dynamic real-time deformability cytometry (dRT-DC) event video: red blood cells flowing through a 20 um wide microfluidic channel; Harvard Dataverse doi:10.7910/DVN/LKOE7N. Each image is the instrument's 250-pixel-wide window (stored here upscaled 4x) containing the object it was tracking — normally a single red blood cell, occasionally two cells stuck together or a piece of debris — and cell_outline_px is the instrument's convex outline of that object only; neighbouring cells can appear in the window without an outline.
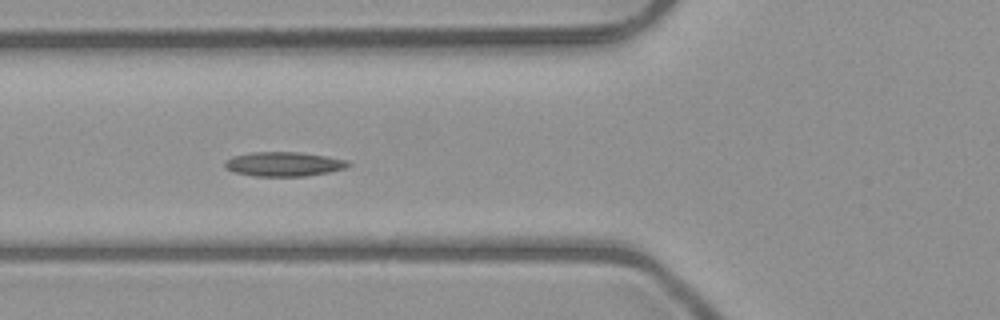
{"species": "common noctule bat (a hibernating species)", "species_latin": "Nyctalus noctula", "temperature_condition": "room temperature", "stored_images_in_passage": 38, "camera_frame_rate_fps": 3000, "um_per_image_px": 0.085, "animal": {"sex": "male", "body_mass_g": 23.1, "forearm_length_mm": 52.7}, "frame": {"image": 1, "passage_image": 6, "time_ms": 1.667, "image_size_px": [1000, 320], "cell_outline_px": [[352, 164], [348, 168], [328, 172], [304, 176], [252, 176], [236, 172], [224, 168], [224, 160], [232, 156], [252, 152], [300, 152], [328, 156], [348, 160]], "centroid_in_image_um": [24.14, 13.94], "position_along_channel_um": 101.7, "area_um2": 17.74}}
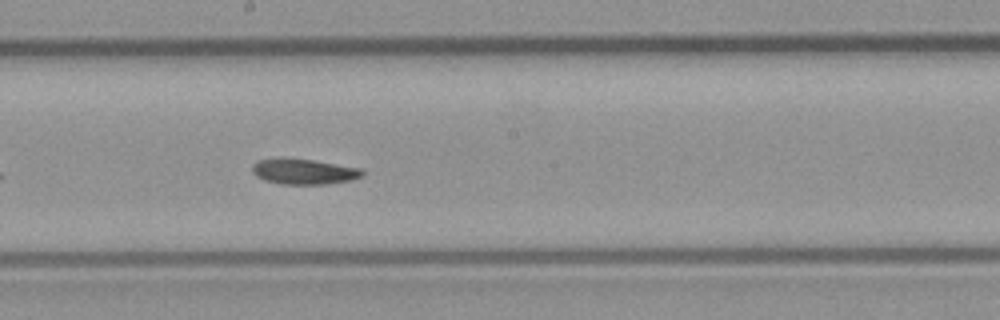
{"frame": {"image": 2, "passage_image": 15, "time_ms": 4.667, "image_size_px": [1000, 320], "cell_outline_px": [[364, 176], [352, 180], [328, 184], [280, 184], [264, 180], [256, 176], [252, 172], [252, 164], [256, 160], [312, 160], [360, 168], [364, 172]], "centroid_in_image_um": [25.86, 14.62], "position_along_channel_um": 222.3, "area_um2": 15.95}}
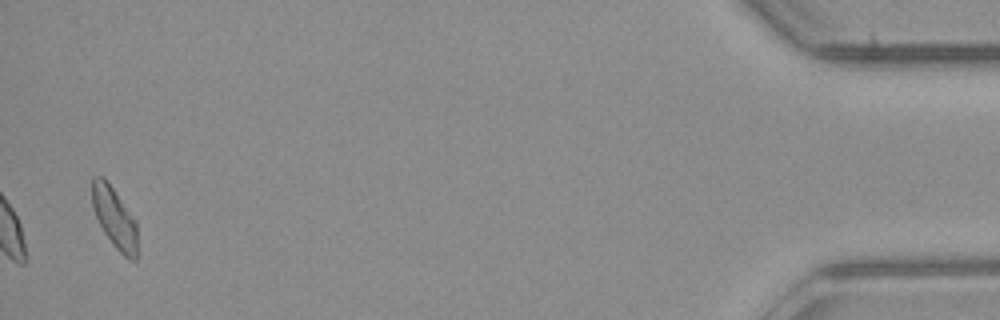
{"frame": {"image": 3, "passage_image": 37, "time_ms": 12.0, "image_size_px": [1000, 320], "cell_outline_px": [[136, 260], [132, 260], [124, 256], [116, 248], [104, 232], [96, 216], [92, 204], [92, 176], [104, 176], [136, 220]], "centroid_in_image_um": [9.72, 18.47], "position_along_channel_um": 425.5, "area_um2": 15.78}, "authors_computed_cell_mechanics": {"area_um2": 16.2996, "velocity_mm_per_s": 4.0033, "shape_relaxation_time_tau1_ms": null, "shape_relaxation_time_tau2_ms": 11.0914, "deformation_change_tau1": null, "deformation_change_tau2": 0.1802}}